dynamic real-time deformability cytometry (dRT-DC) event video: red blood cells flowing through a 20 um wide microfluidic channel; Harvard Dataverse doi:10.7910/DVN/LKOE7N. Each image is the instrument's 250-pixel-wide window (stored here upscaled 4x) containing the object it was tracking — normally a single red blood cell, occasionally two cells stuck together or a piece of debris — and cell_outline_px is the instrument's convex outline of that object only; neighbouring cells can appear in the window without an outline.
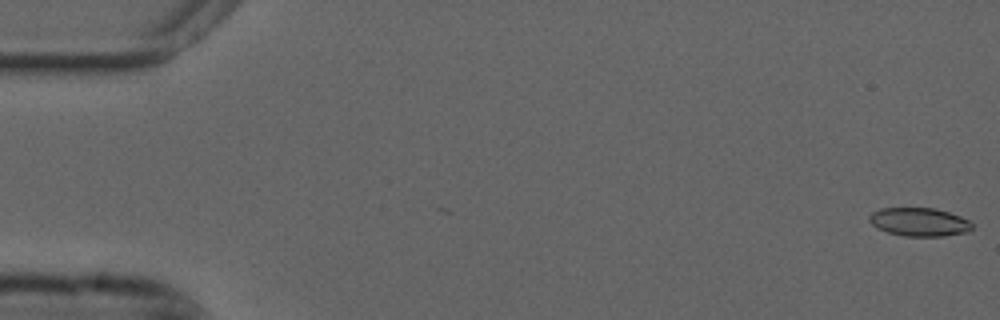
{"species": "common noctule bat (a hibernating species)", "species_latin": "Nyctalus noctula", "temperature_condition": "cold", "stored_images_in_passage": 55, "camera_frame_rate_fps": 3000, "um_per_image_px": 0.085, "animal": {"sex": "male", "forearm_length_mm": 52.5}, "frame": {"image": 1, "passage_image": 1, "time_ms": 0.0, "image_size_px": [1000, 320], "cell_outline_px": [[972, 228], [968, 232], [944, 236], [904, 236], [888, 232], [876, 228], [868, 220], [868, 216], [872, 212], [880, 208], [936, 208], [960, 216], [968, 220], [972, 224]], "centroid_in_image_um": [78.12, 18.86], "position_along_channel_um": 6.9, "area_um2": 17.11}}
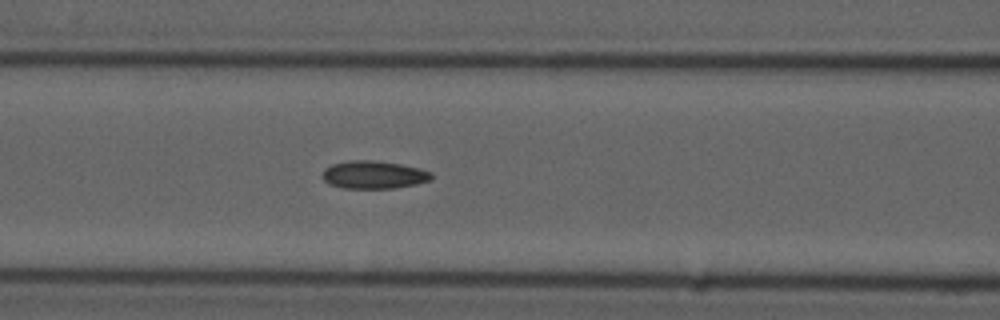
{"frame": {"image": 2, "passage_image": 23, "time_ms": 7.333, "image_size_px": [1000, 320], "cell_outline_px": [[432, 180], [416, 184], [392, 188], [340, 188], [328, 184], [324, 180], [324, 168], [332, 164], [348, 160], [372, 160], [400, 164], [420, 168], [432, 172]], "centroid_in_image_um": [31.77, 14.85], "position_along_channel_um": 134.8, "area_um2": 17.74}}
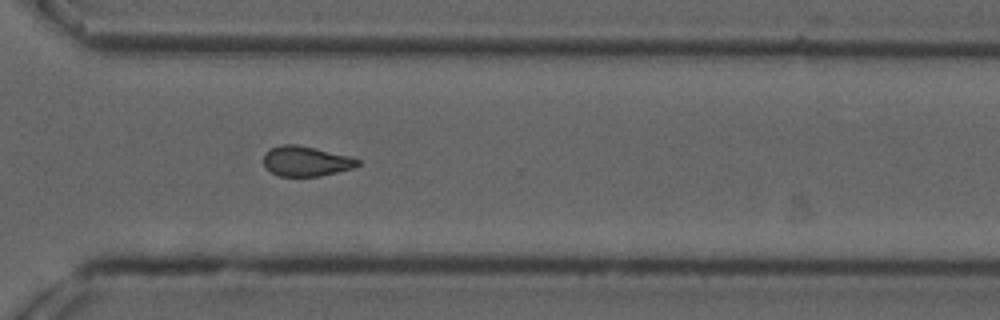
{"frame": {"image": 3, "passage_image": 40, "time_ms": 13.0, "image_size_px": [1000, 320], "cell_outline_px": [[360, 164], [352, 168], [320, 176], [280, 176], [272, 172], [264, 164], [264, 152], [280, 144], [296, 144], [352, 156], [360, 160]], "centroid_in_image_um": [26.03, 13.69], "position_along_channel_um": 344.6, "area_um2": 16.42}, "authors_computed_cell_mechanics": {"area_um2": 17.1088, "velocity_mm_per_s": 3.7079, "shape_relaxation_time_tau1_ms": null, "shape_relaxation_time_tau2_ms": 4.1061, "deformation_change_tau1": null, "deformation_change_tau2": 0.0939}}